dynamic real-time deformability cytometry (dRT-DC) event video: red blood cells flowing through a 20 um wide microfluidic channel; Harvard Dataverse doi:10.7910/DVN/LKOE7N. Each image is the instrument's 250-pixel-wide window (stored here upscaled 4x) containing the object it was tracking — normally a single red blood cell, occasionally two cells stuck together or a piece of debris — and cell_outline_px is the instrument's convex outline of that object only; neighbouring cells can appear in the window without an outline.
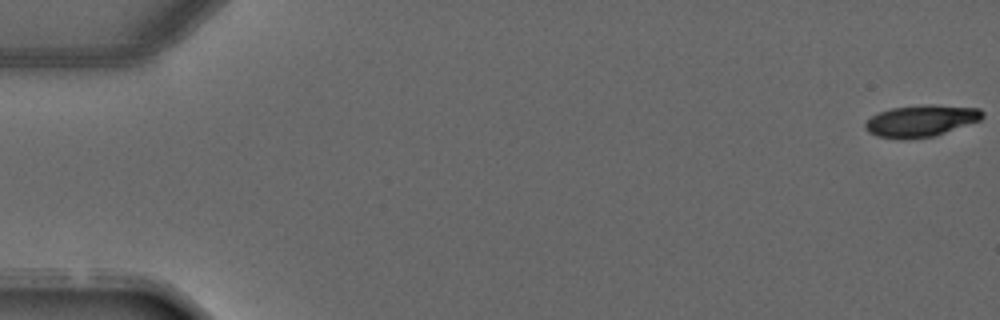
{"species": "common noctule bat (a hibernating species)", "species_latin": "Nyctalus noctula", "temperature_condition": "warm", "stored_images_in_passage": 4, "camera_frame_rate_fps": 3000, "um_per_image_px": 0.085, "animal": {"sex": "male", "forearm_length_mm": 52.5}, "frame": {"image": 1, "passage_image": 1, "time_ms": 0.0, "image_size_px": [1000, 320], "cell_outline_px": [[984, 116], [980, 120], [936, 136], [900, 140], [876, 136], [868, 132], [864, 128], [864, 124], [872, 116], [880, 112], [892, 108], [924, 104], [932, 104], [980, 108], [984, 112]], "centroid_in_image_um": [78.29, 10.28], "position_along_channel_um": 6.7, "area_um2": 21.91}}